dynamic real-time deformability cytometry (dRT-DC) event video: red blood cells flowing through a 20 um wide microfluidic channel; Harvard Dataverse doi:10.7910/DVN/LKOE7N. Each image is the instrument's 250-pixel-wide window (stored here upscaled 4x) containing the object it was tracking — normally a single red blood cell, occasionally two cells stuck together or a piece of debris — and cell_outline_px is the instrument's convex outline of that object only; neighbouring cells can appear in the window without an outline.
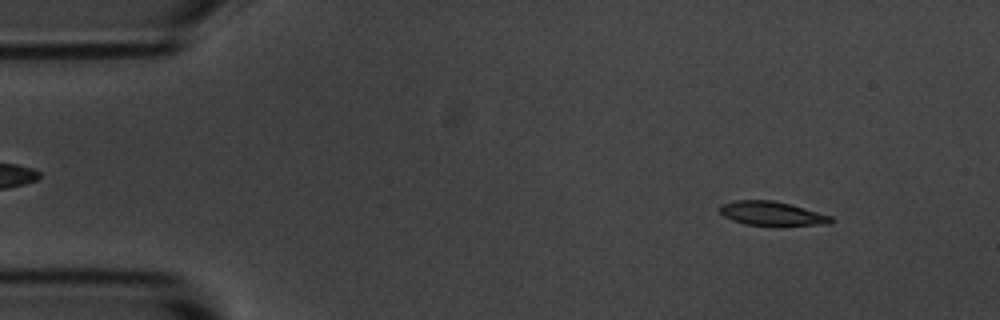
{"species": "common noctule bat (a hibernating species)", "species_latin": "Nyctalus noctula", "temperature_condition": "room temperature", "stored_images_in_passage": 55, "camera_frame_rate_fps": 3000, "um_per_image_px": 0.085, "animal": {"sex": "male", "body_mass_g": 20.1, "forearm_length_mm": 53.5}, "frame": {"image": 1, "passage_image": 6, "time_ms": 1.667, "image_size_px": [1000, 320], "cell_outline_px": [[836, 220], [832, 224], [744, 224], [732, 220], [724, 216], [716, 208], [720, 204], [736, 200], [772, 200], [804, 208], [832, 216]], "centroid_in_image_um": [65.57, 18.12], "position_along_channel_um": 19.4, "area_um2": 15.26}}
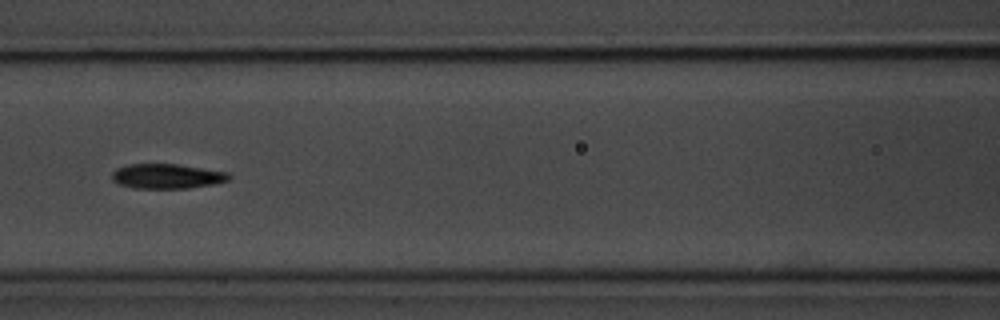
{"frame": {"image": 2, "passage_image": 24, "time_ms": 7.667, "image_size_px": [1000, 320], "cell_outline_px": [[232, 176], [228, 180], [216, 184], [188, 188], [136, 188], [120, 184], [112, 180], [112, 172], [116, 168], [128, 164], [176, 164], [228, 172]], "centroid_in_image_um": [14.2, 14.97], "position_along_channel_um": 152.4, "area_um2": 16.88}}
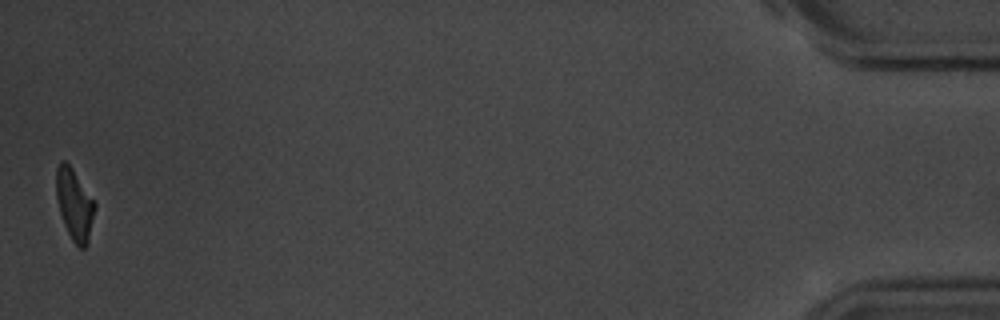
{"frame": {"image": 3, "passage_image": 55, "time_ms": 18.0, "image_size_px": [1000, 320], "cell_outline_px": [[96, 208], [88, 244], [84, 248], [80, 248], [72, 240], [64, 224], [60, 212], [56, 196], [56, 168], [60, 160], [64, 160], [72, 168], [96, 204]], "centroid_in_image_um": [6.33, 17.39], "position_along_channel_um": 428.9, "area_um2": 15.95}, "authors_computed_cell_mechanics": {"area_um2": 16.8198, "velocity_mm_per_s": 3.5868, "shape_relaxation_time_tau1_ms": 3.3812, "shape_relaxation_time_tau2_ms": 4.3773, "deformation_change_tau1": 0.1711, "deformation_change_tau2": 0.1424}}